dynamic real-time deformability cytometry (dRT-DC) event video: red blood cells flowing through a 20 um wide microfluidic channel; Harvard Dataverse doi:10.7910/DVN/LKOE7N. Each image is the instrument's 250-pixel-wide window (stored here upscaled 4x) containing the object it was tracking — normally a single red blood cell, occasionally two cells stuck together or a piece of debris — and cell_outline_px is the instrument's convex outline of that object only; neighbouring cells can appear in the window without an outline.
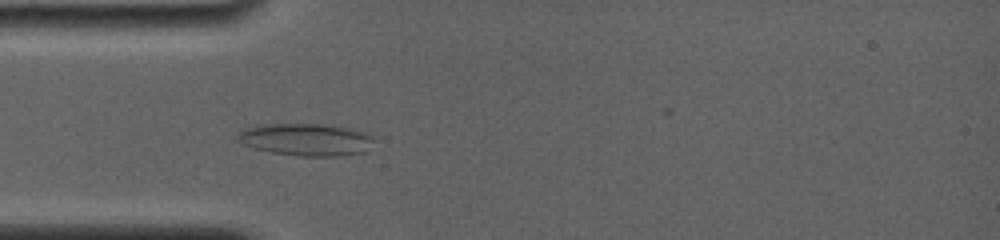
{"species": "common noctule bat (a hibernating species)", "species_latin": "Nyctalus noctula", "temperature_condition": "room temperature", "stored_images_in_passage": 37, "camera_frame_rate_fps": 4000, "um_per_image_px": 0.085, "animal": {"sex": "female", "body_mass_g": 19.0, "forearm_length_mm": 56.7}, "frame": {"image": 1, "passage_image": 11, "time_ms": 4.25, "image_size_px": [1000, 240], "cell_outline_px": [[372, 140], [368, 152], [340, 156], [300, 156], [272, 152], [256, 148], [244, 144], [236, 136], [244, 128], [264, 124], [324, 124], [364, 132], [372, 136]], "centroid_in_image_um": [26.03, 11.87], "position_along_channel_um": 59.0, "area_um2": 25.37}}
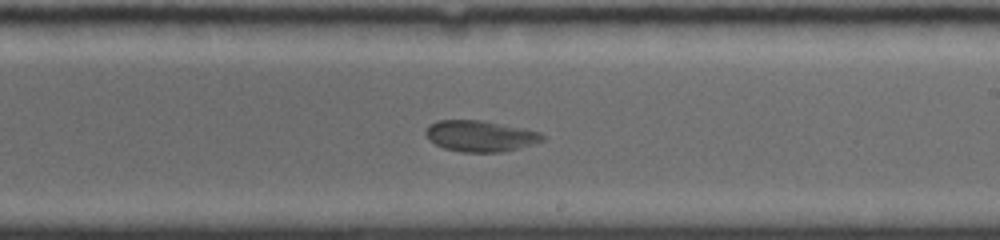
{"frame": {"image": 2, "passage_image": 23, "time_ms": 9.25, "image_size_px": [1000, 240], "cell_outline_px": [[544, 140], [520, 148], [504, 152], [460, 152], [444, 148], [428, 140], [424, 132], [428, 124], [436, 120], [484, 120], [540, 132], [544, 136]], "centroid_in_image_um": [40.78, 11.56], "position_along_channel_um": 248.2, "area_um2": 21.33}}
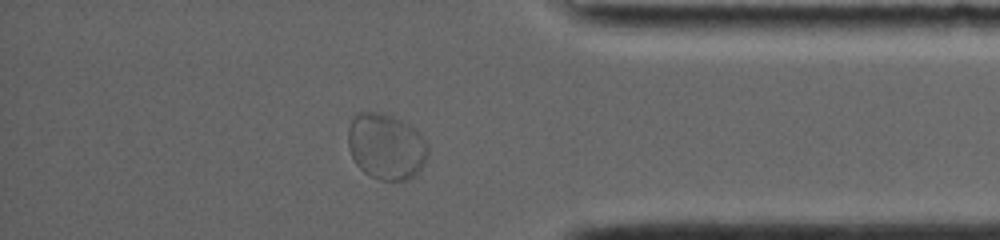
{"frame": {"image": 3, "passage_image": 33, "time_ms": 13.5, "image_size_px": [1000, 240], "cell_outline_px": [[428, 152], [424, 164], [408, 180], [380, 180], [364, 172], [356, 164], [348, 148], [348, 132], [352, 120], [360, 112], [376, 112], [392, 116], [408, 124], [428, 144]], "centroid_in_image_um": [32.8, 12.46], "position_along_channel_um": 402.4, "area_um2": 30.23}}